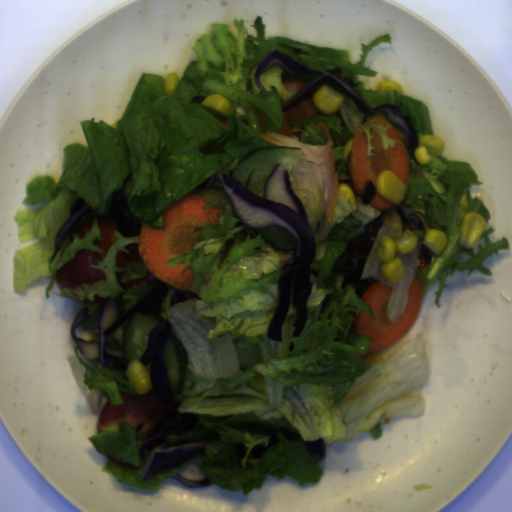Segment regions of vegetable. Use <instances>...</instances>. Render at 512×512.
Returning <instances> with one entry per match:
<instances>
[{
  "label": "vegetable",
  "instance_id": "1",
  "mask_svg": "<svg viewBox=\"0 0 512 512\" xmlns=\"http://www.w3.org/2000/svg\"><path fill=\"white\" fill-rule=\"evenodd\" d=\"M356 206L338 191L335 223L328 237L315 242L310 268L311 291L307 319L300 336H293L297 309L290 304L281 327V341L268 338L278 305V282L293 251L277 250L254 228L236 216L229 199L209 200L203 209L222 205L221 214L207 218L187 253L165 260L166 267L187 264L199 298L172 305L179 290L169 285L160 315L186 351L184 387L173 397L177 414L196 416L193 430L166 435L159 447L181 440H220L203 448L195 467L212 484L249 494L269 476L298 485L318 482L325 455L311 453L307 442L344 443L361 432L374 441L383 437L381 425L392 418L423 416L421 385L430 374L423 332L385 355V361L354 359L373 343L369 334L354 331L357 314L375 316L370 303L356 295L345 273L332 272L348 242L365 226L390 210ZM266 377L265 388L251 386L255 375ZM274 426L277 444L262 457L250 455L256 445H268L264 434ZM288 427L292 441L283 437ZM244 444V457L235 445Z\"/></svg>",
  "mask_w": 512,
  "mask_h": 512
},
{
  "label": "vegetable",
  "instance_id": "2",
  "mask_svg": "<svg viewBox=\"0 0 512 512\" xmlns=\"http://www.w3.org/2000/svg\"><path fill=\"white\" fill-rule=\"evenodd\" d=\"M233 24L236 35L229 25L216 23L209 33L197 38L191 48L196 58L189 61L173 95H167L162 75L140 74L119 119L111 124L103 119L96 122L95 117L81 120L86 145L73 142L63 148L58 181L51 175L30 180L23 205L45 204L37 210L24 207L13 216L19 243L36 240L13 255L15 293L26 294L32 281L46 278L50 282L45 297L50 299L57 271L73 261L78 251L104 254L93 243L104 240L95 218L83 238L78 233L67 236L53 258L57 233L79 197L91 205L94 215L110 219L113 191H120L130 175L124 187V216L138 224L145 221L150 228L165 229L163 210L168 206L201 188L213 175H229L249 151L278 146L259 134H280L285 113L281 106L296 92L295 86L286 89L285 84L302 80L308 85L321 76L292 75L272 65L258 77L262 91L255 72L273 50L314 72L341 69L337 76L352 80L355 90L374 108L399 106L411 117L418 146L422 137L433 135L431 113L424 102L397 90L377 93L359 80V76H377L378 72L365 64L375 46L392 44L390 34L379 35L370 44L361 43L360 59L352 63L347 50L286 37L265 38L262 15L250 25L256 36L249 33L241 18L233 19ZM214 93L231 101L229 115L190 102L193 97Z\"/></svg>",
  "mask_w": 512,
  "mask_h": 512
},
{
  "label": "vegetable",
  "instance_id": "3",
  "mask_svg": "<svg viewBox=\"0 0 512 512\" xmlns=\"http://www.w3.org/2000/svg\"><path fill=\"white\" fill-rule=\"evenodd\" d=\"M378 116H383L397 131L409 155V178L406 184V193L399 203L393 207L402 208L404 214L415 213L422 221L425 230H410L417 236L415 247L408 253H396L400 257L405 274L397 282H389L381 272L383 261L379 258L378 247L382 235H388L394 240L403 238L407 231L401 227H393L385 221L380 226L373 246L363 267L360 279L374 278L383 285L390 286L386 315L391 323L398 322L406 308L410 286L415 276L421 281L424 293L439 283L434 303L440 308V296L446 287L448 276L456 271L468 270L467 278L479 270L485 276H493L490 269L485 268L484 260L493 258L492 254L499 256V251L510 250L508 238H501L492 243L489 235L495 229L486 227L481 237L471 248H466L459 241L462 220L471 212H476L488 224L492 214L490 209L476 196L471 197L470 188L482 185L476 171L466 161H453L444 156H433L429 153L430 162L420 164L414 162L408 148L407 139L402 127L395 125L385 113H376L367 116V122ZM466 193L468 201L467 211L460 207V200ZM429 228H439L448 237V245L439 255L427 252L432 256L428 266H417L421 253L422 242Z\"/></svg>",
  "mask_w": 512,
  "mask_h": 512
},
{
  "label": "vegetable",
  "instance_id": "4",
  "mask_svg": "<svg viewBox=\"0 0 512 512\" xmlns=\"http://www.w3.org/2000/svg\"><path fill=\"white\" fill-rule=\"evenodd\" d=\"M289 122L294 125L291 132L299 133V137L297 136L299 142L312 145H325L328 142L329 139L318 122L326 125L332 137L331 152L337 180H351L348 161L343 160V155L347 143L354 138L359 128L365 132L367 137V156L373 155L372 151L375 149L372 145L374 136L371 135V129L380 135L383 151L396 147L398 142L396 139H390L388 135L387 129L391 128L390 125L384 126L383 122H379L364 126L363 124L366 123L364 114L347 97H344L338 111L331 115L321 112L300 121Z\"/></svg>",
  "mask_w": 512,
  "mask_h": 512
},
{
  "label": "vegetable",
  "instance_id": "5",
  "mask_svg": "<svg viewBox=\"0 0 512 512\" xmlns=\"http://www.w3.org/2000/svg\"><path fill=\"white\" fill-rule=\"evenodd\" d=\"M128 244H139V237H124L118 229H115L113 235V243L110 246L106 256L102 260H98L97 264H90L93 269L102 270L105 273L106 280H100L95 283H82L76 287H64L58 293L60 298L67 295L77 298L80 302L89 299L94 301V296L99 295L106 299L110 297L108 302L114 301L118 311L121 314L128 312L140 300L150 294L157 286L148 285L146 282L140 284L134 283L132 288L127 291L121 286L116 278L117 274H122L121 283L137 280L140 277H146L148 267L143 259L126 260L125 266L116 265L117 252L121 251L129 254V250L125 249Z\"/></svg>",
  "mask_w": 512,
  "mask_h": 512
},
{
  "label": "vegetable",
  "instance_id": "6",
  "mask_svg": "<svg viewBox=\"0 0 512 512\" xmlns=\"http://www.w3.org/2000/svg\"><path fill=\"white\" fill-rule=\"evenodd\" d=\"M87 439L101 455L111 456L119 462L132 464L140 469H127L109 461L104 462L101 471L108 473L114 481L136 488L158 490L163 482L175 477L187 464L193 462L198 456L186 460L181 465L159 472L150 479L142 481L145 462L141 458L140 448L149 439L147 434L137 432V427H132L128 422L119 421L117 431H101Z\"/></svg>",
  "mask_w": 512,
  "mask_h": 512
},
{
  "label": "vegetable",
  "instance_id": "7",
  "mask_svg": "<svg viewBox=\"0 0 512 512\" xmlns=\"http://www.w3.org/2000/svg\"><path fill=\"white\" fill-rule=\"evenodd\" d=\"M71 344L75 357L85 368L82 378L91 391L102 392L113 406L125 404L122 392L137 394L125 370H112L108 366H102L99 361H91L81 354L78 344L72 339Z\"/></svg>",
  "mask_w": 512,
  "mask_h": 512
},
{
  "label": "vegetable",
  "instance_id": "8",
  "mask_svg": "<svg viewBox=\"0 0 512 512\" xmlns=\"http://www.w3.org/2000/svg\"><path fill=\"white\" fill-rule=\"evenodd\" d=\"M104 303L98 304H84L80 303V310L84 307H88L89 312L84 320L79 324L85 329H90L89 340L91 342H98L99 340V322L104 308Z\"/></svg>",
  "mask_w": 512,
  "mask_h": 512
},
{
  "label": "vegetable",
  "instance_id": "9",
  "mask_svg": "<svg viewBox=\"0 0 512 512\" xmlns=\"http://www.w3.org/2000/svg\"><path fill=\"white\" fill-rule=\"evenodd\" d=\"M132 316H129L120 325V327L118 328V330L115 333H113L112 335L107 337V339L105 341V345H106L107 348H112V349L123 351V348H124L123 331H124L125 327L127 326V324L129 323V321L132 318Z\"/></svg>",
  "mask_w": 512,
  "mask_h": 512
}]
</instances>
